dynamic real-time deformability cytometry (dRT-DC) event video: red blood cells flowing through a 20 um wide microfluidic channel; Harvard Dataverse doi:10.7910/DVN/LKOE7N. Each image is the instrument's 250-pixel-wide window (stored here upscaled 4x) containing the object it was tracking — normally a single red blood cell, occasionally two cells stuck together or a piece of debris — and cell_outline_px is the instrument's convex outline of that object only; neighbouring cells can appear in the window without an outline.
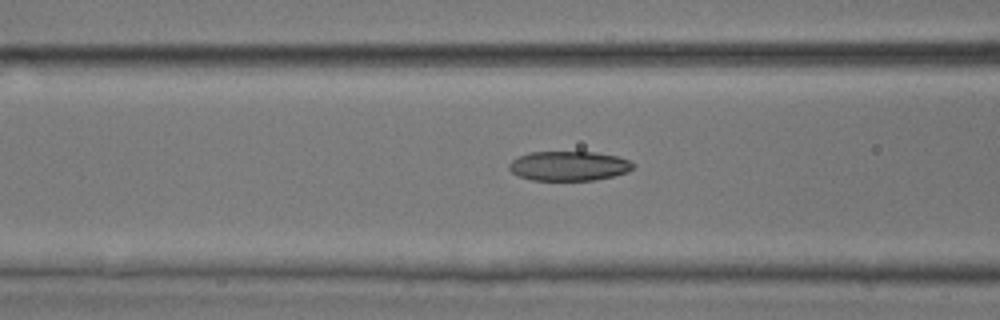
{"species": "common noctule bat (a hibernating species)", "species_latin": "Nyctalus noctula", "temperature_condition": "room temperature", "stored_images_in_passage": 17, "camera_frame_rate_fps": 3000, "um_per_image_px": 0.085, "animal": {"sex": "male", "body_mass_g": 17.9, "forearm_length_mm": 54.2}, "frame": {"image": 1, "passage_image": 15, "time_ms": 4.667, "image_size_px": [1000, 320], "cell_outline_px": [[636, 164], [628, 172], [596, 180], [532, 180], [520, 176], [512, 172], [508, 168], [508, 164], [512, 160], [528, 152], [596, 152], [616, 156], [628, 160]], "centroid_in_image_um": [48.35, 14.1], "position_along_channel_um": 118.2, "area_um2": 21.33}}